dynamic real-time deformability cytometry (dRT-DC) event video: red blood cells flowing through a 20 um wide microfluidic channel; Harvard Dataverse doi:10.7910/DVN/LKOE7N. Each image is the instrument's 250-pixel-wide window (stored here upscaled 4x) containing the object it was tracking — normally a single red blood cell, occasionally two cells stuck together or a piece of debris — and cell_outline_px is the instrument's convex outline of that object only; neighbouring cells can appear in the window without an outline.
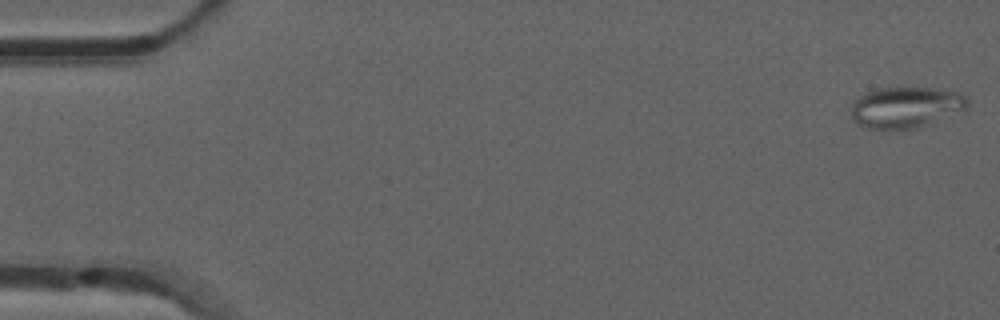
{"species": "common noctule bat (a hibernating species)", "species_latin": "Nyctalus noctula", "temperature_condition": "room temperature", "stored_images_in_passage": 52, "camera_frame_rate_fps": 3000, "um_per_image_px": 0.085, "animal": {"sex": "male", "forearm_length_mm": 52.5}, "frame": {"image": 1, "passage_image": 1, "time_ms": 0.0, "image_size_px": [1000, 320], "cell_outline_px": [[968, 108], [964, 112], [916, 128], [868, 128], [856, 124], [852, 120], [852, 104], [864, 92], [876, 88], [936, 88], [964, 92], [968, 96]], "centroid_in_image_um": [77.08, 9.1], "position_along_channel_um": 7.9, "area_um2": 28.26}}
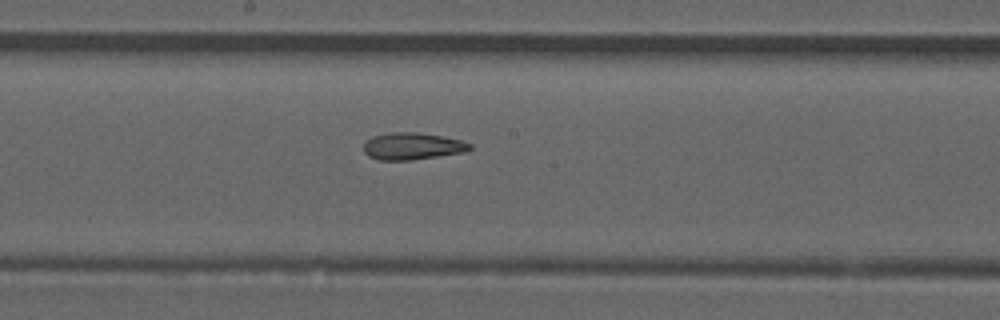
{"frame": {"image": 2, "passage_image": 28, "time_ms": 9.0, "image_size_px": [1000, 320], "cell_outline_px": [[472, 148], [464, 152], [408, 160], [380, 160], [368, 156], [364, 152], [364, 144], [372, 136], [392, 132], [416, 132], [444, 136], [460, 140], [472, 144]], "centroid_in_image_um": [35.05, 12.41], "position_along_channel_um": 213.2, "area_um2": 16.59}}
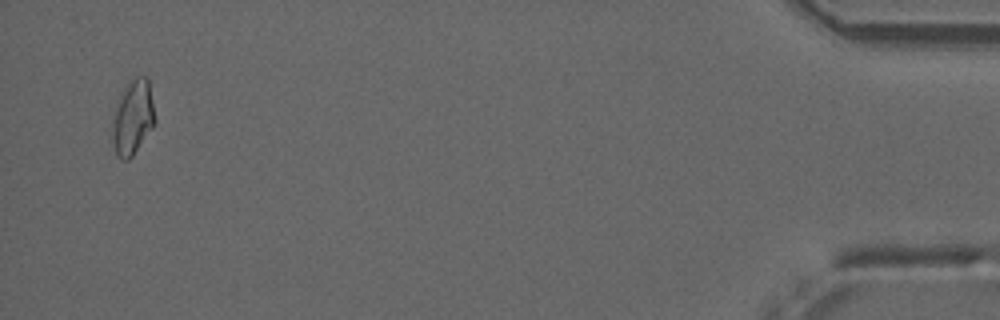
{"frame": {"image": 3, "passage_image": 51, "time_ms": 16.667, "image_size_px": [1000, 320], "cell_outline_px": [[156, 120], [152, 128], [132, 156], [128, 160], [120, 160], [116, 156], [112, 140], [112, 120], [116, 104], [120, 96], [128, 84], [136, 76], [148, 76]], "centroid_in_image_um": [11.28, 10.0], "position_along_channel_um": 423.9, "area_um2": 18.55}, "authors_computed_cell_mechanics": {"area_um2": 17.7446, "velocity_mm_per_s": 3.8727, "shape_relaxation_time_tau1_ms": null, "shape_relaxation_time_tau2_ms": 4.1958, "deformation_change_tau1": null, "deformation_change_tau2": 0.1337}}